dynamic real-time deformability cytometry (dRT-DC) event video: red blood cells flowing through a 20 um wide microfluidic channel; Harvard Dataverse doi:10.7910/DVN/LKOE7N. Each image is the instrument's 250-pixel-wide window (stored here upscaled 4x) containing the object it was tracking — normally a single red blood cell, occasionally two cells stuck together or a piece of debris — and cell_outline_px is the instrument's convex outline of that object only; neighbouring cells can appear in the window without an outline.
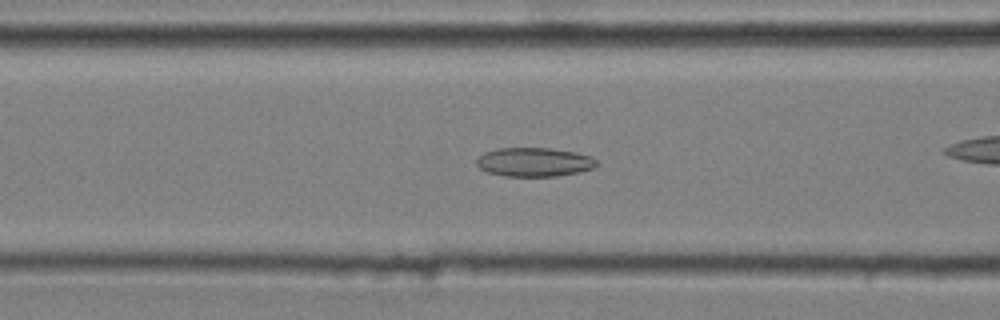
{"species": "common noctule bat (a hibernating species)", "species_latin": "Nyctalus noctula", "temperature_condition": "cold", "stored_images_in_passage": 27, "camera_frame_rate_fps": 3000, "um_per_image_px": 0.085, "animal": {"sex": "male", "body_mass_g": 20.4}, "frame": {"image": 1, "passage_image": 6, "time_ms": 1.667, "image_size_px": [1000, 320], "cell_outline_px": [[596, 164], [592, 168], [580, 172], [556, 176], [504, 176], [488, 172], [480, 168], [476, 164], [476, 160], [484, 152], [496, 148], [552, 148], [576, 152], [592, 156], [596, 160]], "centroid_in_image_um": [45.4, 13.77], "position_along_channel_um": 121.2, "area_um2": 20.29}}
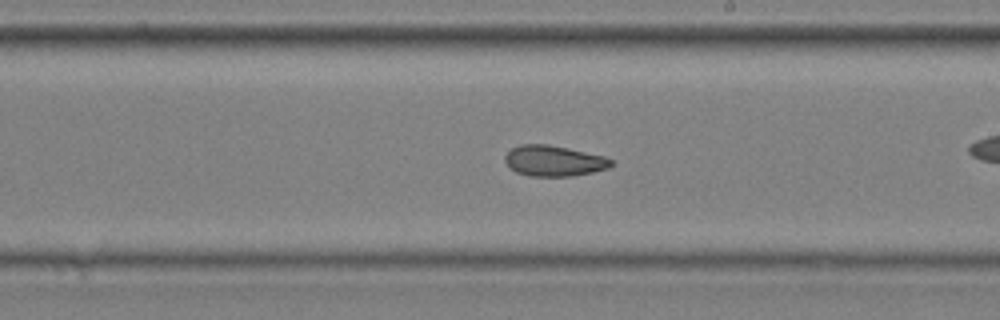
{"frame": {"image": 2, "passage_image": 16, "time_ms": 5.0, "image_size_px": [1000, 320], "cell_outline_px": [[612, 164], [608, 168], [592, 172], [572, 176], [528, 176], [516, 172], [504, 160], [504, 156], [512, 148], [520, 144], [548, 144], [568, 148], [604, 156], [612, 160]], "centroid_in_image_um": [47.07, 13.67], "position_along_channel_um": 241.9, "area_um2": 18.9}}
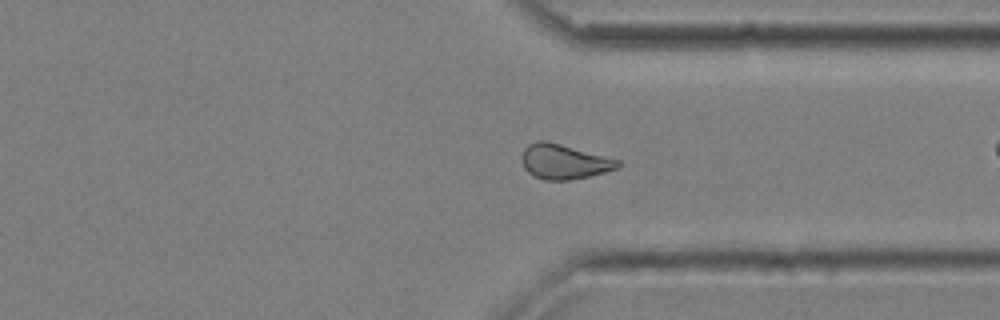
{"frame": {"image": 3, "passage_image": 26, "time_ms": 8.333, "image_size_px": [1000, 320], "cell_outline_px": [[620, 164], [616, 168], [604, 172], [588, 176], [568, 180], [544, 180], [532, 176], [524, 168], [520, 160], [520, 156], [524, 148], [528, 144], [540, 140], [548, 140], [620, 160]], "centroid_in_image_um": [47.88, 13.73], "position_along_channel_um": 363.5, "area_um2": 19.65}}